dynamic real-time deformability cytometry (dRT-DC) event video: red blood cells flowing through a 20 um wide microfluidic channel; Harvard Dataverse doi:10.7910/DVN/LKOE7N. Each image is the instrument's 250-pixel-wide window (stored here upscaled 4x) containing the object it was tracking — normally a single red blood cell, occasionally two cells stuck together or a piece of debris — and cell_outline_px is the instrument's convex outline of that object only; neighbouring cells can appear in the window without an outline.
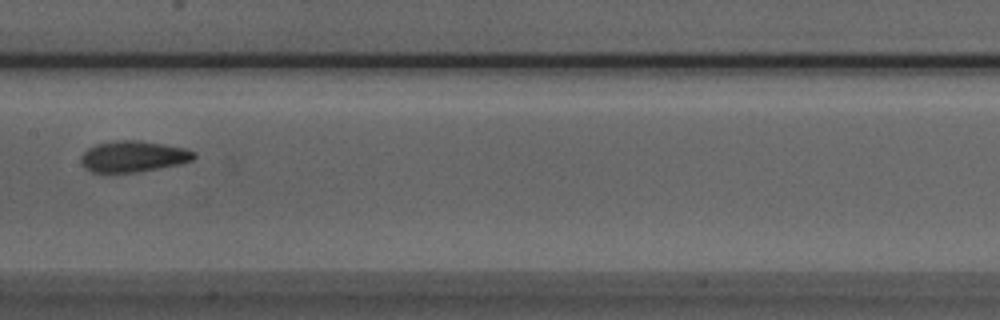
{"species": "Egyptian fruit bat (a non-hibernating species)", "species_latin": "Rousettus aegyptiacus", "temperature_condition": "room temperature", "stored_images_in_passage": 7, "camera_frame_rate_fps": 3000, "um_per_image_px": 0.085, "animal": {"sex": "male"}, "frame": {"image": 1, "passage_image": 7, "time_ms": 2.0, "image_size_px": [1000, 320], "cell_outline_px": [[196, 156], [192, 160], [180, 164], [136, 172], [92, 172], [84, 168], [80, 164], [80, 156], [88, 148], [96, 144], [120, 140], [140, 140], [184, 148], [196, 152]], "centroid_in_image_um": [11.3, 13.3], "position_along_channel_um": 196.1, "area_um2": 20.46}}